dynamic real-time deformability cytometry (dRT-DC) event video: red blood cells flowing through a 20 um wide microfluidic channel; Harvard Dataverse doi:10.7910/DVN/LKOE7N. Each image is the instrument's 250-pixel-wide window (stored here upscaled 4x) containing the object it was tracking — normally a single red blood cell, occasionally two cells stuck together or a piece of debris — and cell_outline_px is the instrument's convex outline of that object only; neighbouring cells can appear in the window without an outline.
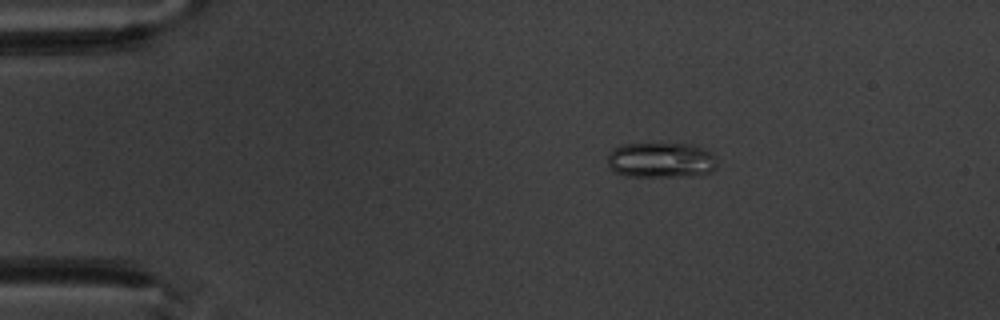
{"species": "common noctule bat (a hibernating species)", "species_latin": "Nyctalus noctula", "temperature_condition": "warm", "stored_images_in_passage": 4, "camera_frame_rate_fps": 3000, "um_per_image_px": 0.085, "animal": {"sex": "male", "body_mass_g": 20.1, "forearm_length_mm": 53.5}, "frame": {"image": 1, "passage_image": 1, "time_ms": 0.0, "image_size_px": [1000, 320], "cell_outline_px": [[716, 168], [712, 172], [700, 176], [624, 176], [612, 172], [608, 164], [608, 156], [616, 148], [624, 144], [688, 144], [704, 148], [712, 152], [716, 156]], "centroid_in_image_um": [56.24, 13.63], "position_along_channel_um": 28.8, "area_um2": 22.77}}
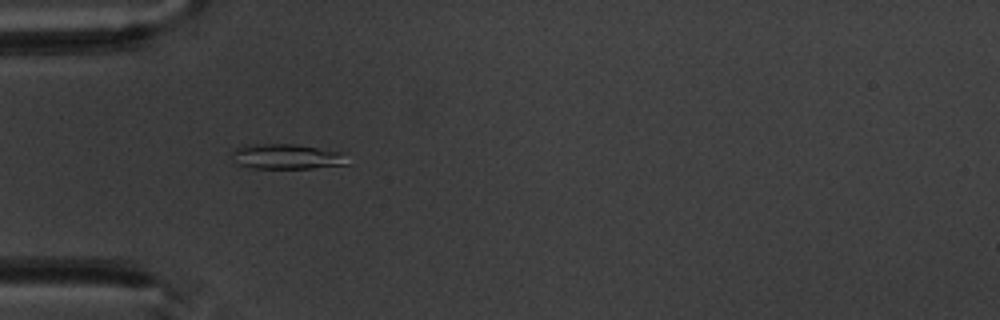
{"frame": {"image": 2, "passage_image": 3, "time_ms": 2.333, "image_size_px": [1000, 320], "cell_outline_px": [[348, 164], [312, 168], [248, 168], [236, 164], [232, 156], [232, 152], [236, 148], [244, 144], [296, 144], [344, 152]], "centroid_in_image_um": [24.34, 13.3], "position_along_channel_um": 60.7, "area_um2": 17.11}}
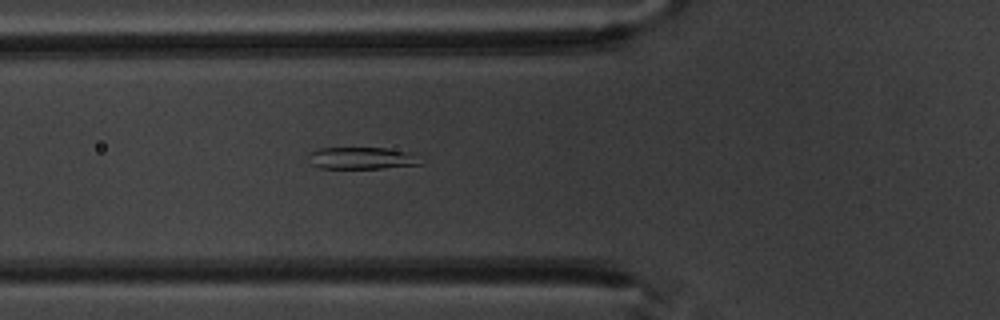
{"frame": {"image": 3, "passage_image": 4, "time_ms": 3.333, "image_size_px": [1000, 320], "cell_outline_px": [[420, 164], [380, 168], [320, 168], [312, 164], [308, 156], [312, 152], [320, 148], [384, 148], [408, 152]], "centroid_in_image_um": [30.64, 13.44], "position_along_channel_um": 95.2, "area_um2": 13.76}}